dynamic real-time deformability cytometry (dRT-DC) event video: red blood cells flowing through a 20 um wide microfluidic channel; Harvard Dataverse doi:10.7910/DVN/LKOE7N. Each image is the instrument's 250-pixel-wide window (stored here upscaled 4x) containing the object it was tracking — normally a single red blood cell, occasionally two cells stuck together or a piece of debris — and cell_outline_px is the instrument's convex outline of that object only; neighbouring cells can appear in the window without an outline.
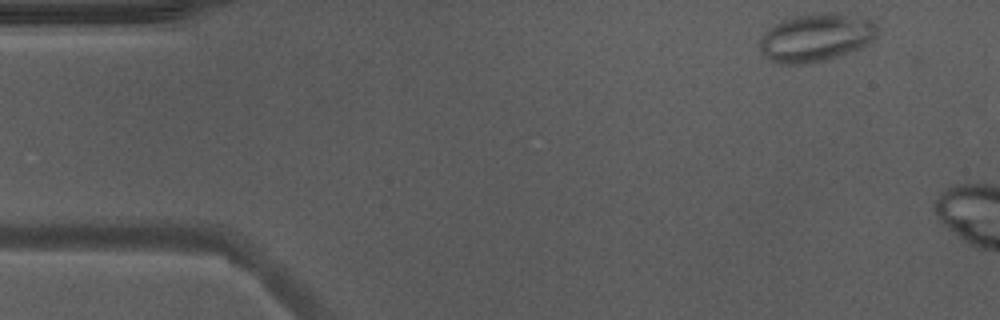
{"species": "Egyptian fruit bat (a non-hibernating species)", "species_latin": "Rousettus aegyptiacus", "temperature_condition": "warm", "stored_images_in_passage": 5, "camera_frame_rate_fps": 3000, "um_per_image_px": 0.085, "animal": {"sex": "male"}, "frame": {"image": 1, "passage_image": 1, "time_ms": 0.0, "image_size_px": [1000, 320], "cell_outline_px": [[880, 28], [876, 36], [868, 44], [860, 48], [824, 60], [808, 64], [780, 64], [764, 56], [760, 48], [760, 36], [764, 32], [776, 24], [784, 20], [796, 16], [816, 12], [836, 12], [872, 20]], "centroid_in_image_um": [69.38, 3.18], "position_along_channel_um": 15.6, "area_um2": 32.95}}